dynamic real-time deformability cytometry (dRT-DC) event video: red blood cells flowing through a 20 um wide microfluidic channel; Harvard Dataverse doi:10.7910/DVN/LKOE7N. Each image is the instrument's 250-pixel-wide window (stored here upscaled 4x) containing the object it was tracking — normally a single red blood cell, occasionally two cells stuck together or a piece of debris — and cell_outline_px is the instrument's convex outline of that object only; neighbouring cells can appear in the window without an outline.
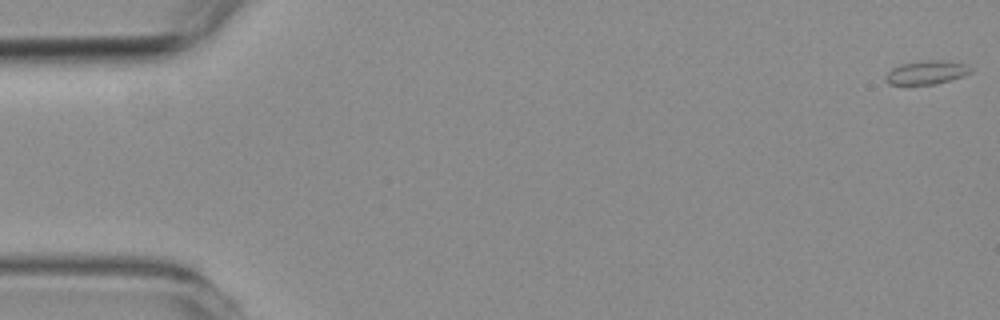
{"species": "common noctule bat (a hibernating species)", "species_latin": "Nyctalus noctula", "temperature_condition": "room temperature", "stored_images_in_passage": 58, "camera_frame_rate_fps": 3000, "um_per_image_px": 0.085, "animal": {"sex": "female", "body_mass_g": 19.3, "forearm_length_mm": 54.1}, "frame": {"image": 1, "passage_image": 1, "time_ms": 0.0, "image_size_px": [1000, 320], "cell_outline_px": [[972, 72], [964, 76], [936, 84], [888, 84], [884, 80], [884, 76], [892, 68], [900, 64], [924, 60], [944, 60], [964, 64], [972, 68]], "centroid_in_image_um": [78.75, 6.15], "position_along_channel_um": 6.3, "area_um2": 11.79}}
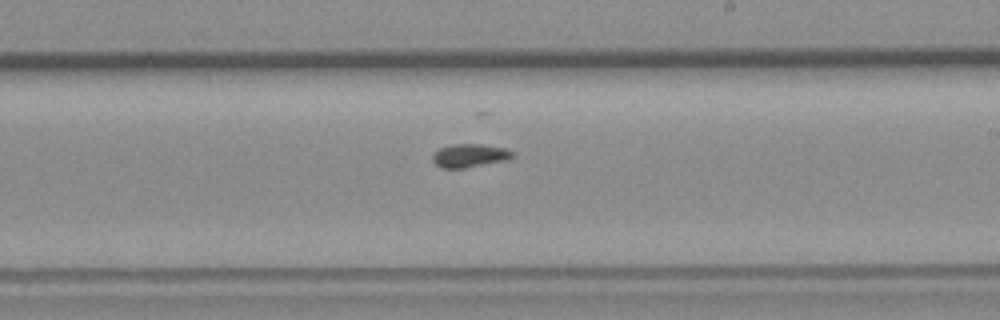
{"frame": {"image": 2, "passage_image": 34, "time_ms": 11.0, "image_size_px": [1000, 320], "cell_outline_px": [[516, 156], [508, 160], [464, 168], [440, 168], [432, 160], [432, 156], [440, 148], [452, 144], [480, 144], [504, 148], [516, 152]], "centroid_in_image_um": [39.97, 13.23], "position_along_channel_um": 249.0, "area_um2": 10.98}}
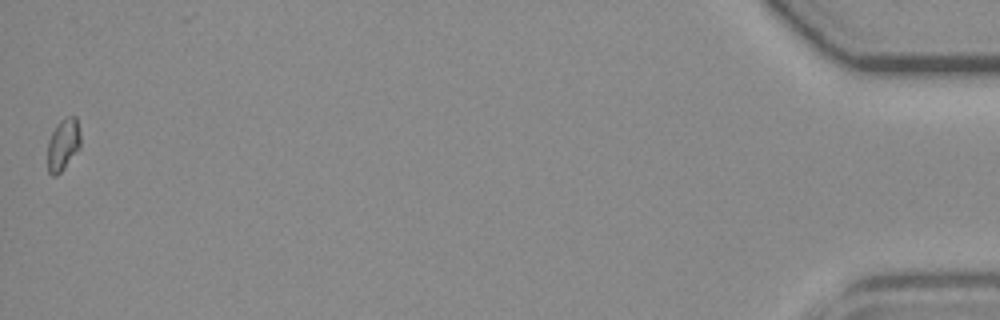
{"frame": {"image": 3, "passage_image": 58, "time_ms": 19.0, "image_size_px": [1000, 320], "cell_outline_px": [[80, 148], [64, 168], [56, 176], [52, 176], [48, 172], [48, 140], [52, 132], [60, 120], [68, 116], [76, 116], [80, 132]], "centroid_in_image_um": [5.37, 12.28], "position_along_channel_um": 429.8, "area_um2": 10.0}}